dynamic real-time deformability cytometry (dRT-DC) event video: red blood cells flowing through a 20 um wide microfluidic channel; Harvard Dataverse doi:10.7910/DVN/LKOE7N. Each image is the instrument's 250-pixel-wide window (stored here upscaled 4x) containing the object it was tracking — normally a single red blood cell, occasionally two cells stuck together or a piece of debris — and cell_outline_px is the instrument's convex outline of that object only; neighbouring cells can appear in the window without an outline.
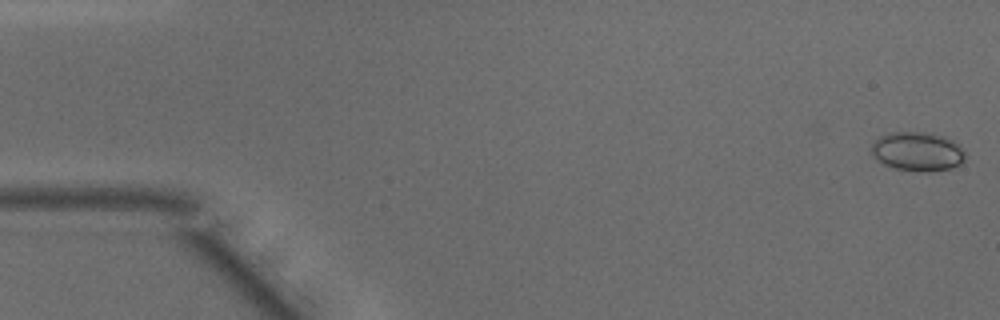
{"species": "common noctule bat (a hibernating species)", "species_latin": "Nyctalus noctula", "temperature_condition": "warm", "stored_images_in_passage": 48, "camera_frame_rate_fps": 3000, "um_per_image_px": 0.085, "animal": {"sex": "male", "body_mass_g": 15.6}, "frame": {"image": 1, "passage_image": 1, "time_ms": 0.0, "image_size_px": [1000, 320], "cell_outline_px": [[964, 160], [960, 164], [952, 168], [932, 172], [924, 172], [896, 168], [884, 164], [872, 152], [872, 144], [880, 136], [892, 132], [932, 132], [944, 136], [952, 140], [964, 152]], "centroid_in_image_um": [78.02, 12.87], "position_along_channel_um": 7.0, "area_um2": 21.15}}
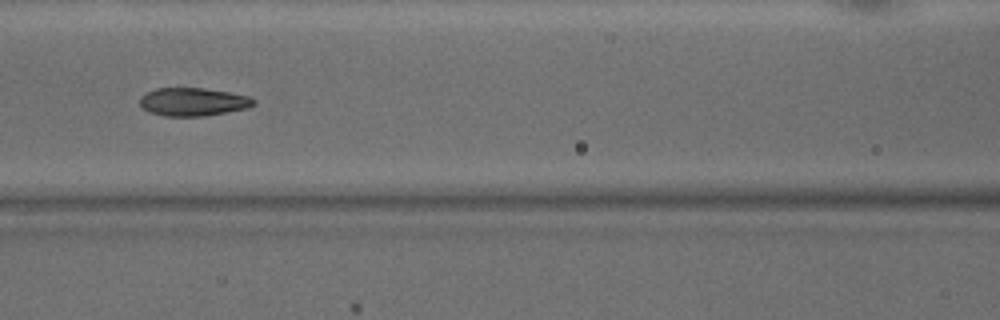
{"frame": {"image": 2, "passage_image": 21, "time_ms": 6.667, "image_size_px": [1000, 320], "cell_outline_px": [[256, 104], [248, 108], [204, 116], [164, 116], [152, 112], [144, 108], [140, 104], [140, 96], [156, 88], [204, 88], [228, 92], [248, 96], [256, 100]], "centroid_in_image_um": [16.44, 8.65], "position_along_channel_um": 150.2, "area_um2": 18.55}}
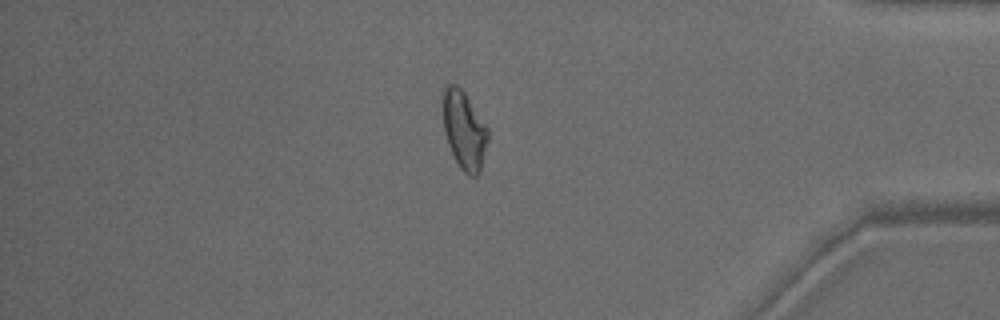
{"frame": {"image": 3, "passage_image": 41, "time_ms": 13.333, "image_size_px": [1000, 320], "cell_outline_px": [[488, 140], [480, 172], [476, 176], [468, 176], [460, 168], [448, 144], [444, 132], [440, 100], [440, 92], [448, 84], [456, 84], [464, 92], [488, 128]], "centroid_in_image_um": [39.41, 11.01], "position_along_channel_um": 395.8, "area_um2": 20.92}, "authors_computed_cell_mechanics": {"area_um2": 19.7676, "velocity_mm_per_s": 4.1855, "shape_relaxation_time_tau1_ms": 6.2168, "shape_relaxation_time_tau2_ms": 1.5841, "deformation_change_tau1": 0.1763, "deformation_change_tau2": 0.0797}}